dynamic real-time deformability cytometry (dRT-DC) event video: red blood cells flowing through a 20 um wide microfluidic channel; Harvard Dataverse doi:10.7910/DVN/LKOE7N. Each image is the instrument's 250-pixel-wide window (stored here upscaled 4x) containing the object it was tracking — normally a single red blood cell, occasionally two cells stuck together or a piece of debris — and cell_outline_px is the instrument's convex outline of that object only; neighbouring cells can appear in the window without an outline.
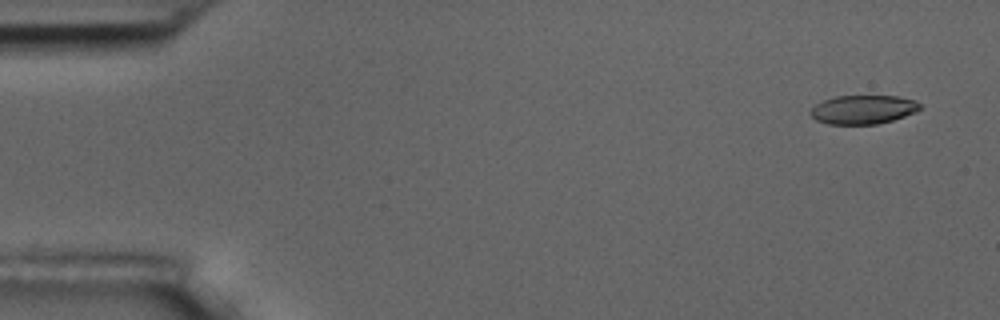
{"species": "common noctule bat (a hibernating species)", "species_latin": "Nyctalus noctula", "temperature_condition": "room temperature", "stored_images_in_passage": 5, "camera_frame_rate_fps": 3000, "um_per_image_px": 0.085, "animal": {"sex": "male", "body_mass_g": 17.5, "forearm_length_mm": 52.3}, "frame": {"image": 1, "passage_image": 1, "time_ms": 0.0, "image_size_px": [1000, 320], "cell_outline_px": [[920, 108], [916, 112], [892, 120], [876, 124], [828, 124], [816, 120], [812, 116], [812, 108], [816, 104], [824, 100], [836, 96], [900, 96], [916, 100], [920, 104]], "centroid_in_image_um": [73.4, 9.3], "position_along_channel_um": 11.6, "area_um2": 18.26}}